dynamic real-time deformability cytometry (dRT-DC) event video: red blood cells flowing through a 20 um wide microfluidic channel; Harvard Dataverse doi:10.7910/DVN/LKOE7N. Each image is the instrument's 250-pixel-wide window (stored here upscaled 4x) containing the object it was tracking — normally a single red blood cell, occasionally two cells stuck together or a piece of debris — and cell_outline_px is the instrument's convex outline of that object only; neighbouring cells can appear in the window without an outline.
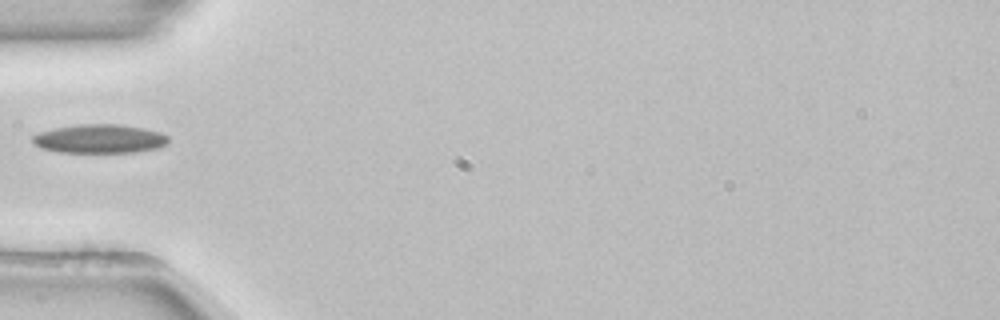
{"species": "common noctule bat (a hibernating species)", "species_latin": "Nyctalus noctula", "temperature_condition": "room temperature", "stored_images_in_passage": 28, "camera_frame_rate_fps": 3000, "um_per_image_px": 0.085, "animal": {"sex": "female", "body_mass_g": 22.7, "forearm_length_mm": 54.2}, "frame": {"image": 1, "passage_image": 1, "time_ms": 0.0, "image_size_px": [1000, 320], "cell_outline_px": [[168, 144], [156, 148], [132, 152], [60, 152], [40, 148], [32, 144], [32, 136], [40, 132], [56, 128], [80, 124], [120, 124], [144, 128], [160, 132], [168, 136]], "centroid_in_image_um": [8.46, 11.79], "position_along_channel_um": 76.5, "area_um2": 22.77}}